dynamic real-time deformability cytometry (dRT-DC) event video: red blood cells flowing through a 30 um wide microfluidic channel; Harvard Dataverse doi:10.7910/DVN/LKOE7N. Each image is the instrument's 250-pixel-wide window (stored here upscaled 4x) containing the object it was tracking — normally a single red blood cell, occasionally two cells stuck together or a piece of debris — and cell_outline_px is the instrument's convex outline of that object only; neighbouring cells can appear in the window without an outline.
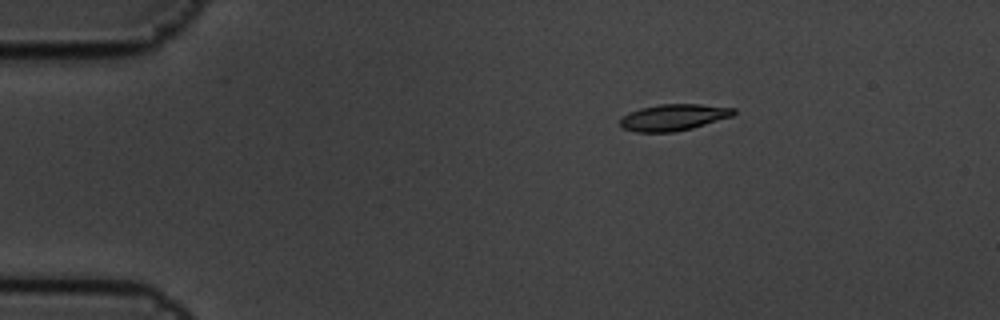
{"species": "common noctule bat (a hibernating species)", "species_latin": "Nyctalus noctula", "temperature_condition": "cold", "stored_images_in_passage": 6, "camera_frame_rate_fps": 3000, "um_per_image_px": 0.085, "animal": {"sex": "male", "body_mass_g": 19.5, "forearm_length_mm": 54.6}, "frame": {"image": 1, "passage_image": 3, "time_ms": 0.667, "image_size_px": [1000, 320], "cell_outline_px": [[736, 112], [732, 116], [692, 128], [672, 132], [636, 132], [624, 128], [620, 124], [620, 120], [628, 112], [640, 108], [660, 104], [700, 104], [736, 108]], "centroid_in_image_um": [57.26, 9.97], "position_along_channel_um": 27.7, "area_um2": 17.4}}
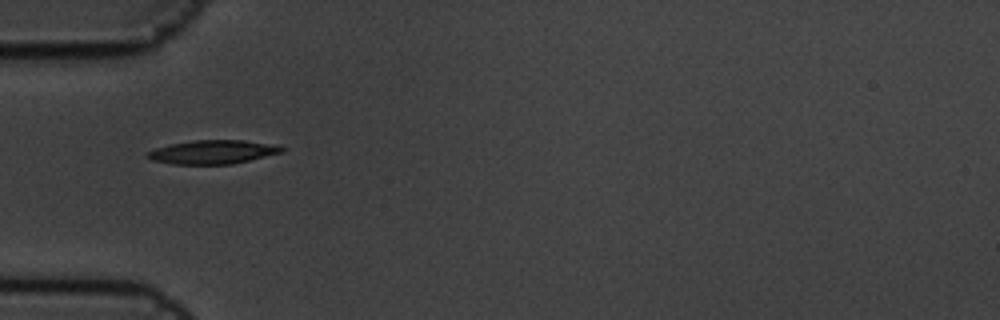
{"frame": {"image": 2, "passage_image": 5, "time_ms": 1.333, "image_size_px": [1000, 320], "cell_outline_px": [[284, 152], [232, 164], [172, 164], [152, 160], [144, 156], [148, 152], [156, 148], [172, 144], [196, 140], [244, 140], [276, 144], [284, 148]], "centroid_in_image_um": [18.12, 12.92], "position_along_channel_um": 66.9, "area_um2": 18.55}}
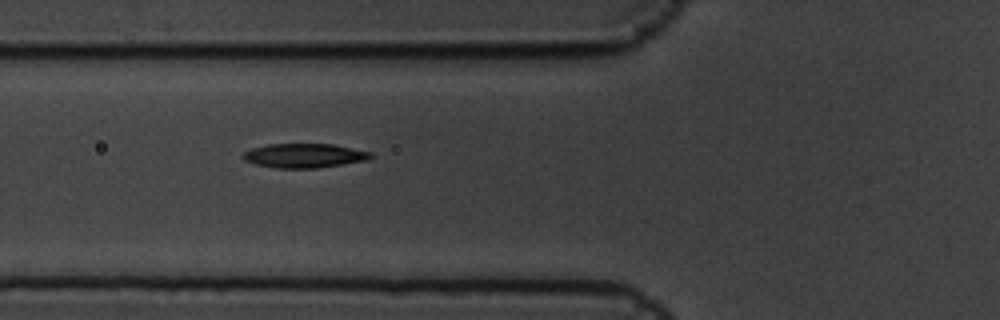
{"frame": {"image": 3, "passage_image": 6, "time_ms": 1.667, "image_size_px": [1000, 320], "cell_outline_px": [[372, 156], [368, 160], [316, 168], [276, 168], [256, 164], [244, 160], [240, 156], [244, 152], [252, 148], [268, 144], [332, 144], [372, 152]], "centroid_in_image_um": [25.84, 13.23], "position_along_channel_um": 100.0, "area_um2": 17.98}}